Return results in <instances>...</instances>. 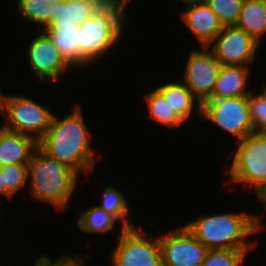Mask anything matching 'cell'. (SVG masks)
Returning a JSON list of instances; mask_svg holds the SVG:
<instances>
[{
  "label": "cell",
  "instance_id": "cell-1",
  "mask_svg": "<svg viewBox=\"0 0 266 266\" xmlns=\"http://www.w3.org/2000/svg\"><path fill=\"white\" fill-rule=\"evenodd\" d=\"M89 135L77 106L72 114H68L64 119L59 120L53 115L49 129L38 141V147L77 174L80 170L87 173L94 164Z\"/></svg>",
  "mask_w": 266,
  "mask_h": 266
},
{
  "label": "cell",
  "instance_id": "cell-2",
  "mask_svg": "<svg viewBox=\"0 0 266 266\" xmlns=\"http://www.w3.org/2000/svg\"><path fill=\"white\" fill-rule=\"evenodd\" d=\"M185 227L208 250H249L251 246L244 237L261 230L263 225L253 215L225 213L199 218Z\"/></svg>",
  "mask_w": 266,
  "mask_h": 266
},
{
  "label": "cell",
  "instance_id": "cell-3",
  "mask_svg": "<svg viewBox=\"0 0 266 266\" xmlns=\"http://www.w3.org/2000/svg\"><path fill=\"white\" fill-rule=\"evenodd\" d=\"M29 175L33 196L61 210L69 202L78 174L38 147L28 163Z\"/></svg>",
  "mask_w": 266,
  "mask_h": 266
},
{
  "label": "cell",
  "instance_id": "cell-4",
  "mask_svg": "<svg viewBox=\"0 0 266 266\" xmlns=\"http://www.w3.org/2000/svg\"><path fill=\"white\" fill-rule=\"evenodd\" d=\"M125 5L107 0L79 29V49L89 63L109 51L125 28Z\"/></svg>",
  "mask_w": 266,
  "mask_h": 266
},
{
  "label": "cell",
  "instance_id": "cell-5",
  "mask_svg": "<svg viewBox=\"0 0 266 266\" xmlns=\"http://www.w3.org/2000/svg\"><path fill=\"white\" fill-rule=\"evenodd\" d=\"M230 176L236 183H248L263 201L266 199V139L259 132L240 140Z\"/></svg>",
  "mask_w": 266,
  "mask_h": 266
},
{
  "label": "cell",
  "instance_id": "cell-6",
  "mask_svg": "<svg viewBox=\"0 0 266 266\" xmlns=\"http://www.w3.org/2000/svg\"><path fill=\"white\" fill-rule=\"evenodd\" d=\"M201 116L242 140L254 133L247 96L228 98L210 95L201 104Z\"/></svg>",
  "mask_w": 266,
  "mask_h": 266
},
{
  "label": "cell",
  "instance_id": "cell-7",
  "mask_svg": "<svg viewBox=\"0 0 266 266\" xmlns=\"http://www.w3.org/2000/svg\"><path fill=\"white\" fill-rule=\"evenodd\" d=\"M1 112L9 122L3 128L29 136L35 132L39 135L36 137L38 141L49 129L53 118L49 110L23 96H5Z\"/></svg>",
  "mask_w": 266,
  "mask_h": 266
},
{
  "label": "cell",
  "instance_id": "cell-8",
  "mask_svg": "<svg viewBox=\"0 0 266 266\" xmlns=\"http://www.w3.org/2000/svg\"><path fill=\"white\" fill-rule=\"evenodd\" d=\"M121 227L117 247L111 255L114 266H162L159 239H146V232Z\"/></svg>",
  "mask_w": 266,
  "mask_h": 266
},
{
  "label": "cell",
  "instance_id": "cell-9",
  "mask_svg": "<svg viewBox=\"0 0 266 266\" xmlns=\"http://www.w3.org/2000/svg\"><path fill=\"white\" fill-rule=\"evenodd\" d=\"M162 266H201L208 249L185 227L159 238Z\"/></svg>",
  "mask_w": 266,
  "mask_h": 266
},
{
  "label": "cell",
  "instance_id": "cell-10",
  "mask_svg": "<svg viewBox=\"0 0 266 266\" xmlns=\"http://www.w3.org/2000/svg\"><path fill=\"white\" fill-rule=\"evenodd\" d=\"M203 52L193 50L187 61L184 79L185 85L196 97L198 112L201 116V104L212 94L222 64L209 47ZM209 49V52H205Z\"/></svg>",
  "mask_w": 266,
  "mask_h": 266
},
{
  "label": "cell",
  "instance_id": "cell-11",
  "mask_svg": "<svg viewBox=\"0 0 266 266\" xmlns=\"http://www.w3.org/2000/svg\"><path fill=\"white\" fill-rule=\"evenodd\" d=\"M210 48L222 65L246 66L253 61L258 42L237 26L224 27Z\"/></svg>",
  "mask_w": 266,
  "mask_h": 266
},
{
  "label": "cell",
  "instance_id": "cell-12",
  "mask_svg": "<svg viewBox=\"0 0 266 266\" xmlns=\"http://www.w3.org/2000/svg\"><path fill=\"white\" fill-rule=\"evenodd\" d=\"M42 32L29 45V62L40 81H57L64 74V69L71 67L49 36L44 31Z\"/></svg>",
  "mask_w": 266,
  "mask_h": 266
},
{
  "label": "cell",
  "instance_id": "cell-13",
  "mask_svg": "<svg viewBox=\"0 0 266 266\" xmlns=\"http://www.w3.org/2000/svg\"><path fill=\"white\" fill-rule=\"evenodd\" d=\"M184 3L187 10L182 15L183 21L201 42L202 47L212 46L214 38L224 28L219 18L204 0H188Z\"/></svg>",
  "mask_w": 266,
  "mask_h": 266
},
{
  "label": "cell",
  "instance_id": "cell-14",
  "mask_svg": "<svg viewBox=\"0 0 266 266\" xmlns=\"http://www.w3.org/2000/svg\"><path fill=\"white\" fill-rule=\"evenodd\" d=\"M79 29L73 21L52 22L44 31L63 58L71 66H80L88 62L82 57L79 49Z\"/></svg>",
  "mask_w": 266,
  "mask_h": 266
},
{
  "label": "cell",
  "instance_id": "cell-15",
  "mask_svg": "<svg viewBox=\"0 0 266 266\" xmlns=\"http://www.w3.org/2000/svg\"><path fill=\"white\" fill-rule=\"evenodd\" d=\"M37 148L35 137L0 128V167L28 164Z\"/></svg>",
  "mask_w": 266,
  "mask_h": 266
},
{
  "label": "cell",
  "instance_id": "cell-16",
  "mask_svg": "<svg viewBox=\"0 0 266 266\" xmlns=\"http://www.w3.org/2000/svg\"><path fill=\"white\" fill-rule=\"evenodd\" d=\"M249 69L247 66L222 65L211 95L228 98L248 96L245 91Z\"/></svg>",
  "mask_w": 266,
  "mask_h": 266
},
{
  "label": "cell",
  "instance_id": "cell-17",
  "mask_svg": "<svg viewBox=\"0 0 266 266\" xmlns=\"http://www.w3.org/2000/svg\"><path fill=\"white\" fill-rule=\"evenodd\" d=\"M236 26L259 43L266 32V0H244Z\"/></svg>",
  "mask_w": 266,
  "mask_h": 266
},
{
  "label": "cell",
  "instance_id": "cell-18",
  "mask_svg": "<svg viewBox=\"0 0 266 266\" xmlns=\"http://www.w3.org/2000/svg\"><path fill=\"white\" fill-rule=\"evenodd\" d=\"M107 0H62L53 22L73 21L81 26L91 18Z\"/></svg>",
  "mask_w": 266,
  "mask_h": 266
},
{
  "label": "cell",
  "instance_id": "cell-19",
  "mask_svg": "<svg viewBox=\"0 0 266 266\" xmlns=\"http://www.w3.org/2000/svg\"><path fill=\"white\" fill-rule=\"evenodd\" d=\"M62 0H18V11L31 22L50 26L57 17L58 5Z\"/></svg>",
  "mask_w": 266,
  "mask_h": 266
},
{
  "label": "cell",
  "instance_id": "cell-20",
  "mask_svg": "<svg viewBox=\"0 0 266 266\" xmlns=\"http://www.w3.org/2000/svg\"><path fill=\"white\" fill-rule=\"evenodd\" d=\"M183 120L189 118L196 97L185 84L171 82L156 88Z\"/></svg>",
  "mask_w": 266,
  "mask_h": 266
},
{
  "label": "cell",
  "instance_id": "cell-21",
  "mask_svg": "<svg viewBox=\"0 0 266 266\" xmlns=\"http://www.w3.org/2000/svg\"><path fill=\"white\" fill-rule=\"evenodd\" d=\"M150 118L168 127L179 126L184 120L174 111L162 94L154 89L146 95Z\"/></svg>",
  "mask_w": 266,
  "mask_h": 266
},
{
  "label": "cell",
  "instance_id": "cell-22",
  "mask_svg": "<svg viewBox=\"0 0 266 266\" xmlns=\"http://www.w3.org/2000/svg\"><path fill=\"white\" fill-rule=\"evenodd\" d=\"M78 226L85 233H103L114 228L115 216L94 206L78 217Z\"/></svg>",
  "mask_w": 266,
  "mask_h": 266
},
{
  "label": "cell",
  "instance_id": "cell-23",
  "mask_svg": "<svg viewBox=\"0 0 266 266\" xmlns=\"http://www.w3.org/2000/svg\"><path fill=\"white\" fill-rule=\"evenodd\" d=\"M28 164H10L0 167V193L8 197L25 186Z\"/></svg>",
  "mask_w": 266,
  "mask_h": 266
},
{
  "label": "cell",
  "instance_id": "cell-24",
  "mask_svg": "<svg viewBox=\"0 0 266 266\" xmlns=\"http://www.w3.org/2000/svg\"><path fill=\"white\" fill-rule=\"evenodd\" d=\"M102 203L98 207L104 211L115 216L117 219H122V226L125 228L134 227L130 224V221L127 217L128 215V204L126 202L123 193L119 192L113 187H106L102 193Z\"/></svg>",
  "mask_w": 266,
  "mask_h": 266
},
{
  "label": "cell",
  "instance_id": "cell-25",
  "mask_svg": "<svg viewBox=\"0 0 266 266\" xmlns=\"http://www.w3.org/2000/svg\"><path fill=\"white\" fill-rule=\"evenodd\" d=\"M224 27L236 26L244 0H204Z\"/></svg>",
  "mask_w": 266,
  "mask_h": 266
},
{
  "label": "cell",
  "instance_id": "cell-26",
  "mask_svg": "<svg viewBox=\"0 0 266 266\" xmlns=\"http://www.w3.org/2000/svg\"><path fill=\"white\" fill-rule=\"evenodd\" d=\"M248 250L210 249L201 266H239Z\"/></svg>",
  "mask_w": 266,
  "mask_h": 266
},
{
  "label": "cell",
  "instance_id": "cell-27",
  "mask_svg": "<svg viewBox=\"0 0 266 266\" xmlns=\"http://www.w3.org/2000/svg\"><path fill=\"white\" fill-rule=\"evenodd\" d=\"M249 116L254 132H258L266 126V100L260 95L250 93L247 96Z\"/></svg>",
  "mask_w": 266,
  "mask_h": 266
},
{
  "label": "cell",
  "instance_id": "cell-28",
  "mask_svg": "<svg viewBox=\"0 0 266 266\" xmlns=\"http://www.w3.org/2000/svg\"><path fill=\"white\" fill-rule=\"evenodd\" d=\"M50 266H84L83 259L81 258H71L69 256L63 257L62 260H56L52 262L48 257L41 256Z\"/></svg>",
  "mask_w": 266,
  "mask_h": 266
},
{
  "label": "cell",
  "instance_id": "cell-29",
  "mask_svg": "<svg viewBox=\"0 0 266 266\" xmlns=\"http://www.w3.org/2000/svg\"><path fill=\"white\" fill-rule=\"evenodd\" d=\"M35 266H50L41 256L37 258Z\"/></svg>",
  "mask_w": 266,
  "mask_h": 266
},
{
  "label": "cell",
  "instance_id": "cell-30",
  "mask_svg": "<svg viewBox=\"0 0 266 266\" xmlns=\"http://www.w3.org/2000/svg\"><path fill=\"white\" fill-rule=\"evenodd\" d=\"M260 133V135L266 139V126L263 127L261 130L258 131Z\"/></svg>",
  "mask_w": 266,
  "mask_h": 266
},
{
  "label": "cell",
  "instance_id": "cell-31",
  "mask_svg": "<svg viewBox=\"0 0 266 266\" xmlns=\"http://www.w3.org/2000/svg\"><path fill=\"white\" fill-rule=\"evenodd\" d=\"M3 98H4V95L1 93V88H0V111H1L2 105H3Z\"/></svg>",
  "mask_w": 266,
  "mask_h": 266
},
{
  "label": "cell",
  "instance_id": "cell-32",
  "mask_svg": "<svg viewBox=\"0 0 266 266\" xmlns=\"http://www.w3.org/2000/svg\"><path fill=\"white\" fill-rule=\"evenodd\" d=\"M109 1H113V2H121V3H123L125 6H126L127 2H129V0H109Z\"/></svg>",
  "mask_w": 266,
  "mask_h": 266
},
{
  "label": "cell",
  "instance_id": "cell-33",
  "mask_svg": "<svg viewBox=\"0 0 266 266\" xmlns=\"http://www.w3.org/2000/svg\"><path fill=\"white\" fill-rule=\"evenodd\" d=\"M260 96L266 100V88L262 91V94H260Z\"/></svg>",
  "mask_w": 266,
  "mask_h": 266
},
{
  "label": "cell",
  "instance_id": "cell-34",
  "mask_svg": "<svg viewBox=\"0 0 266 266\" xmlns=\"http://www.w3.org/2000/svg\"><path fill=\"white\" fill-rule=\"evenodd\" d=\"M263 202H264V208H265V211H266V199Z\"/></svg>",
  "mask_w": 266,
  "mask_h": 266
}]
</instances>
